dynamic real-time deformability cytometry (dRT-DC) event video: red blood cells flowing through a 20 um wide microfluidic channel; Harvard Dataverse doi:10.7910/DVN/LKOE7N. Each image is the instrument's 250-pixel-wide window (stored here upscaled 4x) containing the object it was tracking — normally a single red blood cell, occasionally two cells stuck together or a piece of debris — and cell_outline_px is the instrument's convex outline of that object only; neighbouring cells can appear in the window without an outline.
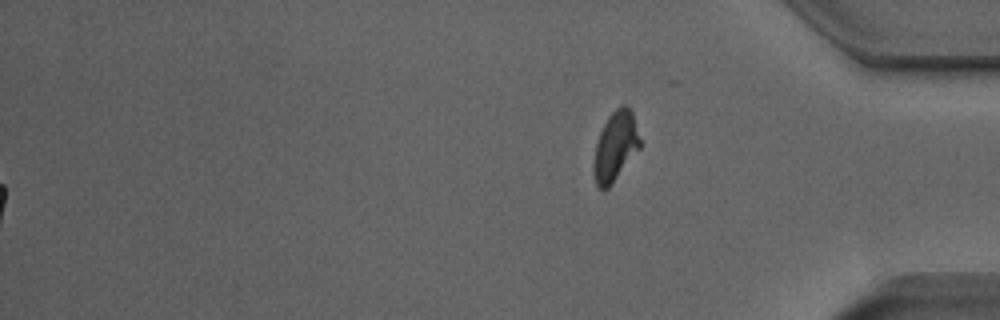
{"species": "Egyptian fruit bat (a non-hibernating species)", "species_latin": "Rousettus aegyptiacus", "temperature_condition": "room temperature", "stored_images_in_passage": 48, "segment_of_instrument_passage": [2, 2], "camera_frame_rate_fps": 3000, "um_per_image_px": 0.085, "animal": {"sex": "male"}, "frame": {"image": 1, "passage_image": 48, "time_ms": 15.667, "image_size_px": [1000, 320], "cell_outline_px": [[640, 148], [608, 188], [604, 192], [596, 184], [592, 172], [592, 168], [596, 144], [600, 132], [608, 116], [620, 104], [628, 104], [632, 112], [640, 140]], "centroid_in_image_um": [52.29, 12.44], "position_along_channel_um": 382.9, "area_um2": 18.73}}